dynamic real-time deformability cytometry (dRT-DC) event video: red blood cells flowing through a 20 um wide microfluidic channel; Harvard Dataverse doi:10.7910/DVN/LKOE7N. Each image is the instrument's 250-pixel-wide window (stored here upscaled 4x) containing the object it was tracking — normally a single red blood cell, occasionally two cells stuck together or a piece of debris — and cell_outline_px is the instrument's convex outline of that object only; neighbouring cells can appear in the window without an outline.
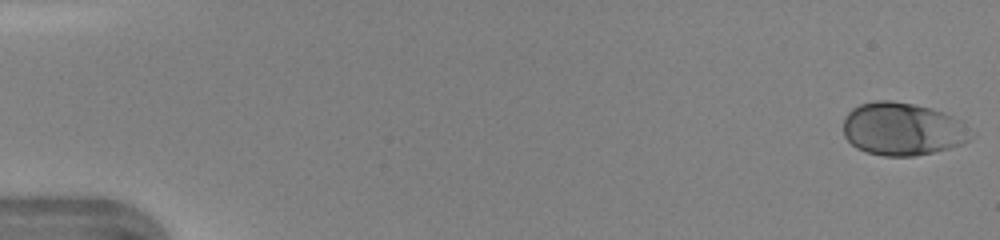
{"species": "human", "species_latin": "Homo sapiens", "temperature_condition": "warm", "stored_images_in_passage": 46, "camera_frame_rate_fps": 3000, "um_per_image_px": 0.085, "donor": {"sex": "female"}, "frame": {"image": 1, "passage_image": 1, "time_ms": 0.0, "image_size_px": [1000, 240], "cell_outline_px": [[976, 132], [964, 144], [932, 152], [912, 156], [884, 156], [868, 152], [856, 148], [844, 136], [844, 120], [848, 112], [852, 108], [860, 104], [876, 100], [892, 100], [932, 108], [944, 112], [964, 120]], "centroid_in_image_um": [76.78, 10.95], "position_along_channel_um": 8.2, "area_um2": 39.82}}
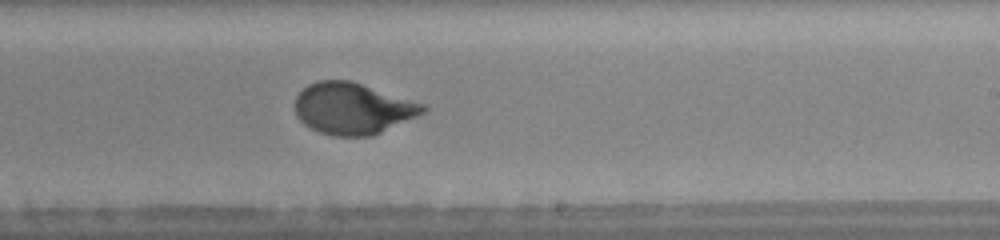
{"frame": {"image": 2, "passage_image": 29, "time_ms": 9.333, "image_size_px": [1000, 240], "cell_outline_px": [[428, 108], [424, 112], [416, 116], [372, 136], [332, 136], [320, 132], [304, 124], [296, 116], [296, 96], [308, 84], [320, 80], [352, 80], [424, 104]], "centroid_in_image_um": [29.97, 9.21], "position_along_channel_um": 259.0, "area_um2": 38.15}}
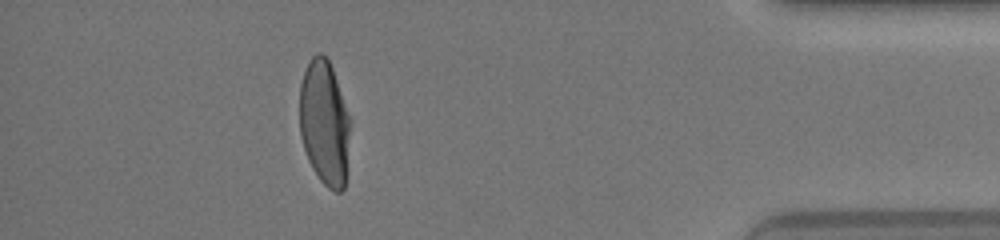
{"frame": {"image": 3, "passage_image": 42, "time_ms": 13.667, "image_size_px": [1000, 240], "cell_outline_px": [[348, 132], [344, 188], [340, 192], [336, 192], [328, 188], [320, 180], [312, 168], [308, 160], [300, 136], [300, 84], [304, 72], [312, 56], [316, 52], [320, 52], [328, 60], [332, 68], [348, 116]], "centroid_in_image_um": [27.53, 10.44], "position_along_channel_um": 407.7, "area_um2": 35.89}, "authors_computed_cell_mechanics": {"area_um2": 38.0035, "velocity_mm_per_s": 4.3693, "shape_relaxation_time_tau1_ms": 2.5396, "shape_relaxation_time_tau2_ms": null, "deformation_change_tau1": 0.1621, "deformation_change_tau2": null}}